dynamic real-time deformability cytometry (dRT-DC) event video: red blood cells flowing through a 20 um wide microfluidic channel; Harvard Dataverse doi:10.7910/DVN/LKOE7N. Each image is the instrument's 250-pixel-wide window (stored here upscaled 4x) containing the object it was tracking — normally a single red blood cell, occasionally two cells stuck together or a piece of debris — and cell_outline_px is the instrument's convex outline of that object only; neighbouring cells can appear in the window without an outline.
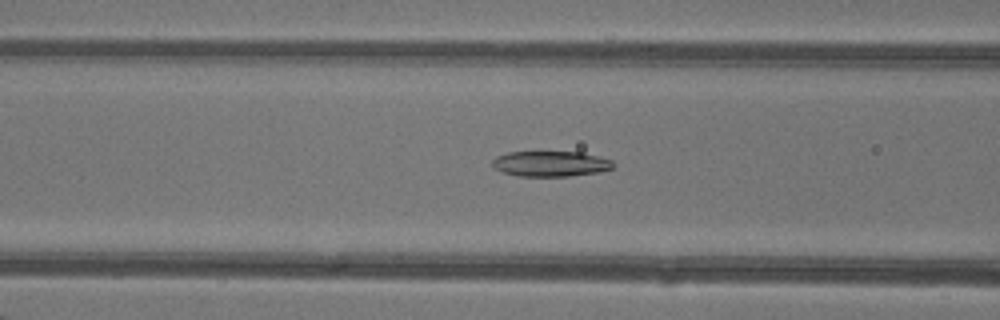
{"species": "common noctule bat (a hibernating species)", "species_latin": "Nyctalus noctula", "temperature_condition": "warm", "stored_images_in_passage": 48, "camera_frame_rate_fps": 3000, "um_per_image_px": 0.085, "animal": {"sex": "female"}, "frame": {"image": 1, "passage_image": 20, "time_ms": 6.333, "image_size_px": [1000, 320], "cell_outline_px": [[612, 168], [600, 172], [568, 176], [520, 176], [504, 172], [496, 168], [492, 164], [492, 160], [496, 156], [508, 152], [536, 148], [584, 152], [600, 156], [612, 160]], "centroid_in_image_um": [46.78, 13.84], "position_along_channel_um": 119.8, "area_um2": 18.96}}
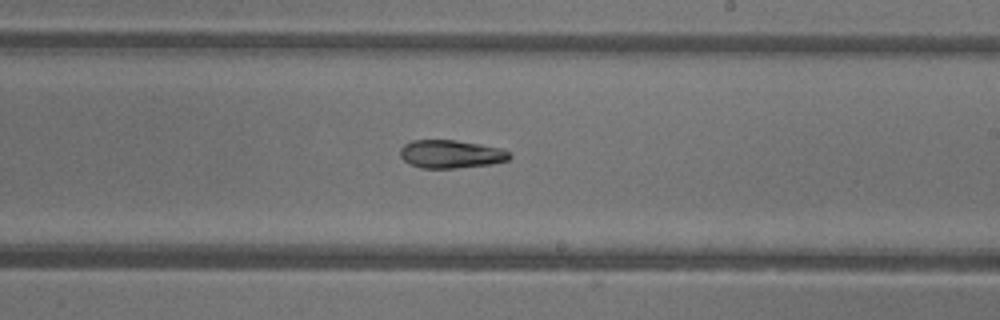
{"frame": {"image": 2, "passage_image": 29, "time_ms": 9.333, "image_size_px": [1000, 320], "cell_outline_px": [[512, 156], [508, 160], [492, 164], [456, 168], [420, 168], [408, 164], [400, 156], [400, 148], [404, 144], [412, 140], [456, 140], [480, 144], [500, 148], [508, 152]], "centroid_in_image_um": [38.3, 13.1], "position_along_channel_um": 250.7, "area_um2": 18.03}}
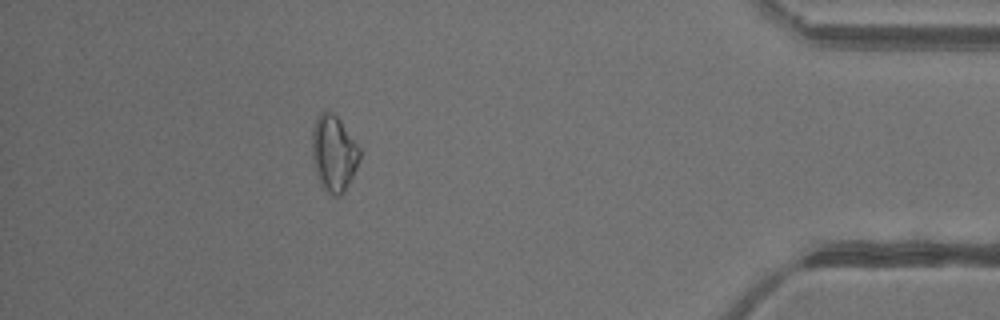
{"frame": {"image": 3, "passage_image": 43, "time_ms": 14.0, "image_size_px": [1000, 320], "cell_outline_px": [[360, 156], [352, 180], [344, 192], [340, 196], [332, 196], [320, 184], [316, 176], [312, 156], [312, 128], [316, 116], [320, 112], [332, 112], [340, 120], [360, 148]], "centroid_in_image_um": [28.36, 13.05], "position_along_channel_um": 406.8, "area_um2": 21.27}, "authors_computed_cell_mechanics": {"area_um2": 19.9988, "velocity_mm_per_s": 4.3739, "shape_relaxation_time_tau1_ms": null, "shape_relaxation_time_tau2_ms": 3.2045, "deformation_change_tau1": null, "deformation_change_tau2": 0.1059}}